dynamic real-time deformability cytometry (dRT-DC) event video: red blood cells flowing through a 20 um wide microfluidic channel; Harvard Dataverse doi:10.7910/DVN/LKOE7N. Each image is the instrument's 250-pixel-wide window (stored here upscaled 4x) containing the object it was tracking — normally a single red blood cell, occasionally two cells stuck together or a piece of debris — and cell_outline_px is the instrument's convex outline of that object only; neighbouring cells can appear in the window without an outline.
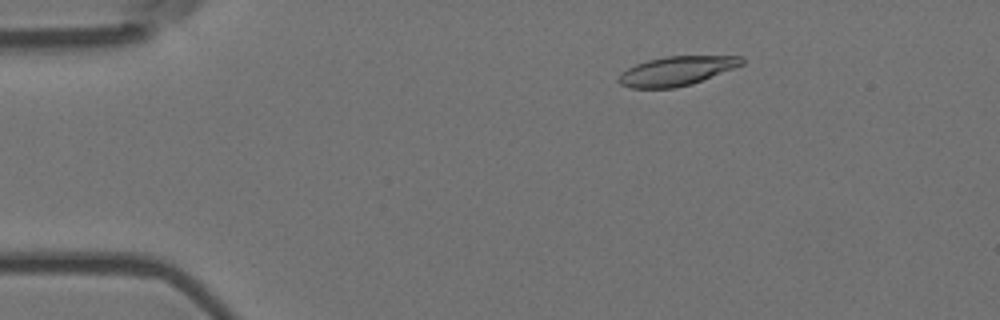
{"species": "Egyptian fruit bat (a non-hibernating species)", "species_latin": "Rousettus aegyptiacus", "temperature_condition": "room temperature", "stored_images_in_passage": 4, "camera_frame_rate_fps": 3000, "um_per_image_px": 0.085, "animal": {"sex": "female"}, "frame": {"image": 1, "passage_image": 2, "time_ms": 0.333, "image_size_px": [1000, 320], "cell_outline_px": [[744, 64], [692, 84], [676, 88], [632, 88], [620, 84], [616, 80], [628, 68], [636, 64], [648, 60], [664, 56], [744, 56]], "centroid_in_image_um": [57.52, 6.03], "position_along_channel_um": 27.5, "area_um2": 20.87}}